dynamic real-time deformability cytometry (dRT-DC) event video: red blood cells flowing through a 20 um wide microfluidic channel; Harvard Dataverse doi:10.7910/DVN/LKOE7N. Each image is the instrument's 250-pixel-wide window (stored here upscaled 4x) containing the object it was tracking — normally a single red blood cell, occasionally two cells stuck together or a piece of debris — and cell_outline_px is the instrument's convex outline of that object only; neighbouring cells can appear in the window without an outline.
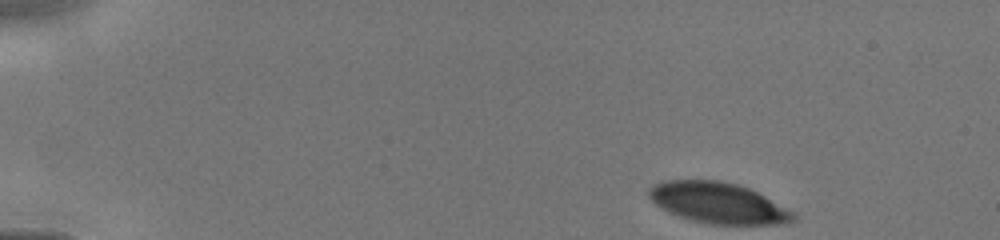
{"species": "human", "species_latin": "Homo sapiens", "temperature_condition": "cold", "stored_images_in_passage": 32, "camera_frame_rate_fps": 3000, "um_per_image_px": 0.085, "donor": {"sex": "male"}, "frame": {"image": 1, "passage_image": 1, "time_ms": 0.0, "image_size_px": [1000, 240], "cell_outline_px": [[796, 220], [788, 224], [712, 224], [688, 220], [668, 212], [656, 204], [648, 196], [648, 188], [652, 184], [664, 180], [720, 180], [736, 184], [748, 188], [764, 196], [792, 212], [796, 216]], "centroid_in_image_um": [60.99, 17.25], "position_along_channel_um": 24.0, "area_um2": 34.33}}
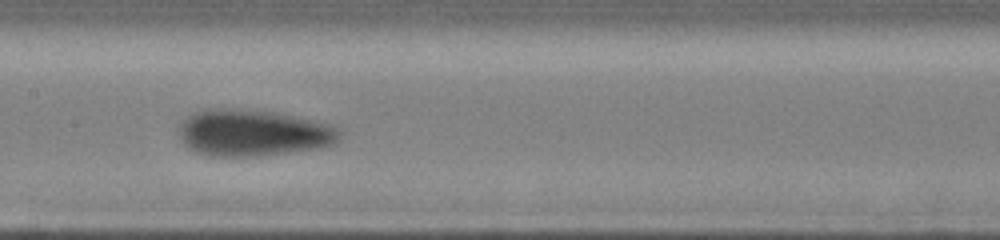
{"frame": {"image": 2, "passage_image": 16, "time_ms": 6.0, "image_size_px": [1000, 240], "cell_outline_px": [[340, 140], [336, 144], [316, 148], [256, 156], [208, 156], [196, 152], [188, 148], [184, 144], [180, 136], [180, 120], [204, 108], [232, 108], [272, 112], [296, 116], [328, 124], [340, 128]], "centroid_in_image_um": [21.49, 11.28], "position_along_channel_um": 185.9, "area_um2": 43.64}}
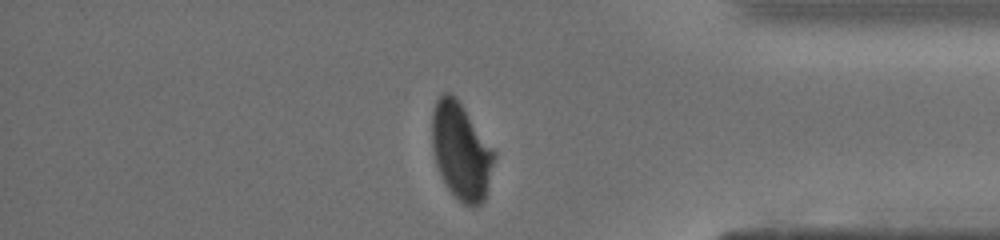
{"frame": {"image": 3, "passage_image": 27, "time_ms": 11.0, "image_size_px": [1000, 240], "cell_outline_px": [[496, 156], [484, 200], [480, 204], [464, 204], [448, 188], [436, 164], [432, 148], [432, 112], [436, 100], [444, 92], [448, 92], [460, 104], [496, 152]], "centroid_in_image_um": [39.19, 12.84], "position_along_channel_um": 396.0, "area_um2": 34.22}}